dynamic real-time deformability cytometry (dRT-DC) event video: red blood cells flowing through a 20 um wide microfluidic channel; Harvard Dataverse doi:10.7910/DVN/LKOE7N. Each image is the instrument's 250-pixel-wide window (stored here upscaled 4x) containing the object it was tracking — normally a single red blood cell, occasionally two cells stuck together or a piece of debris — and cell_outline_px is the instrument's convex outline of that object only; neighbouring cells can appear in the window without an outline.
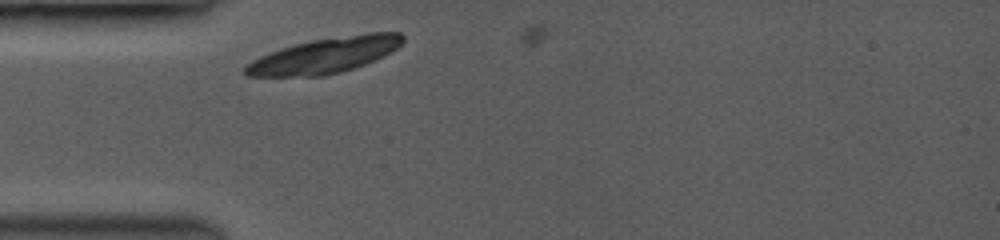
{"species": "common noctule bat (a hibernating species)", "species_latin": "Nyctalus noctula", "temperature_condition": "room temperature", "stored_images_in_passage": 7, "camera_frame_rate_fps": 3500, "um_per_image_px": 0.085, "animal": {"sex": "female", "body_mass_g": 19.0, "forearm_length_mm": 53.3}, "frame": {"image": 1, "passage_image": 2, "time_ms": 0.286, "image_size_px": [1000, 240], "cell_outline_px": [[404, 40], [396, 48], [364, 64], [340, 72], [320, 76], [244, 76], [244, 68], [252, 60], [260, 56], [280, 48], [312, 40], [368, 32], [400, 32], [404, 36]], "centroid_in_image_um": [27.58, 4.7], "position_along_channel_um": 57.4, "area_um2": 32.02}}
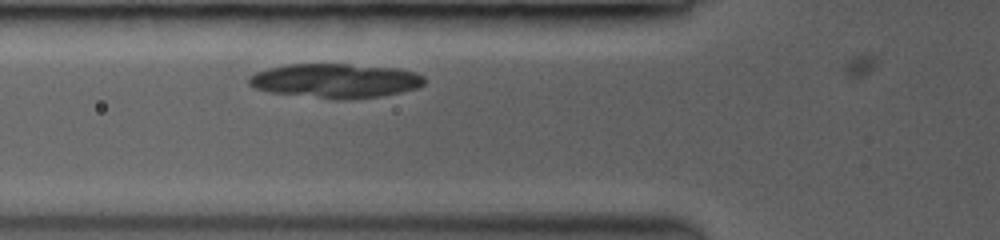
{"frame": {"image": 2, "passage_image": 6, "time_ms": 1.429, "image_size_px": [1000, 240], "cell_outline_px": [[424, 84], [416, 88], [400, 92], [376, 96], [320, 96], [272, 92], [256, 88], [248, 84], [248, 76], [256, 72], [268, 68], [288, 64], [348, 64], [396, 68], [416, 72], [424, 76]], "centroid_in_image_um": [28.5, 6.8], "position_along_channel_um": 97.3, "area_um2": 33.58}}